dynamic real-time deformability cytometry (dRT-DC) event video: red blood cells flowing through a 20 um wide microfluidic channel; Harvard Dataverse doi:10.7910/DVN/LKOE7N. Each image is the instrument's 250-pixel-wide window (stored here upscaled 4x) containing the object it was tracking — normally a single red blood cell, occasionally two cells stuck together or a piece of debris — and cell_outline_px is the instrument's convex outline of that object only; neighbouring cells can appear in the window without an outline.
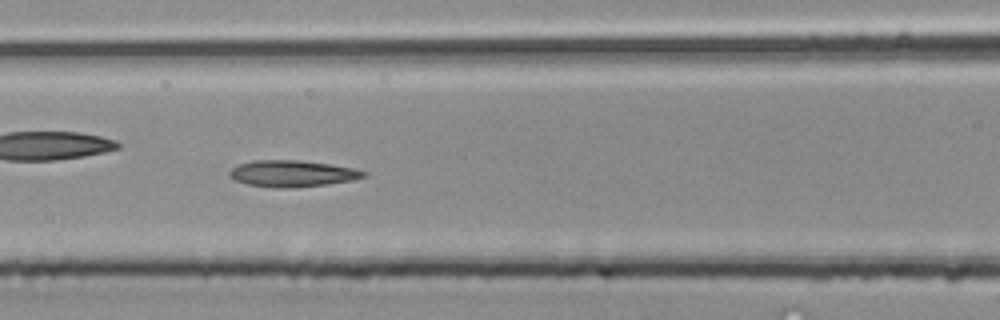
{"species": "common noctule bat (a hibernating species)", "species_latin": "Nyctalus noctula", "temperature_condition": "room temperature", "stored_images_in_passage": 44, "camera_frame_rate_fps": 3000, "um_per_image_px": 0.085, "animal": {"sex": "male", "body_mass_g": 20.4}, "frame": {"image": 1, "passage_image": 19, "time_ms": 6.0, "image_size_px": [1000, 320], "cell_outline_px": [[368, 176], [352, 180], [328, 184], [288, 188], [272, 188], [248, 184], [232, 180], [228, 176], [228, 172], [232, 168], [240, 164], [252, 160], [296, 160], [328, 164], [352, 168], [368, 172]], "centroid_in_image_um": [24.81, 14.76], "position_along_channel_um": 141.8, "area_um2": 20.75}}
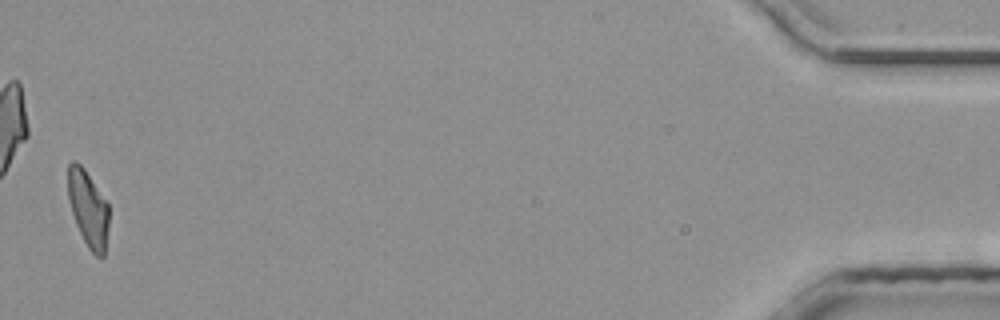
{"frame": {"image": 2, "passage_image": 44, "time_ms": 14.333, "image_size_px": [1000, 320], "cell_outline_px": [[108, 228], [104, 256], [96, 256], [88, 248], [76, 224], [68, 200], [68, 164], [72, 160], [76, 160], [84, 168], [108, 204]], "centroid_in_image_um": [7.48, 17.71], "position_along_channel_um": 427.7, "area_um2": 18.03}}